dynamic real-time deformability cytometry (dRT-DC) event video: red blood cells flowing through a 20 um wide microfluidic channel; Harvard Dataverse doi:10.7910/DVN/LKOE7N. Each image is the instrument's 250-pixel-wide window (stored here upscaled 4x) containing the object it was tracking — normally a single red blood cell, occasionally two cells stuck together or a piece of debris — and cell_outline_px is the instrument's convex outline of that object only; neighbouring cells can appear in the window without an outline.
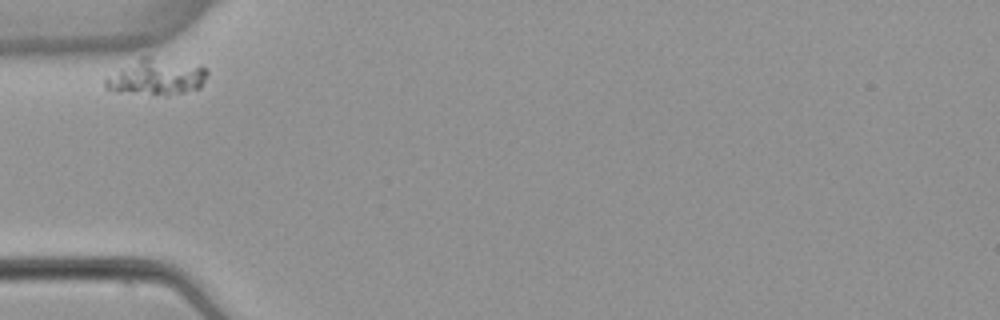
{"species": "common noctule bat (a hibernating species)", "species_latin": "Nyctalus noctula", "temperature_condition": "warm", "stored_images_in_passage": 3, "camera_frame_rate_fps": 3000, "um_per_image_px": 0.085, "animal": {"sex": "female", "body_mass_g": 22.7, "forearm_length_mm": 54.2}, "frame": {"image": 1, "passage_image": 1, "time_ms": 0.0, "image_size_px": [1000, 320], "cell_outline_px": [[208, 72], [200, 88], [184, 92], [120, 92], [104, 88], [104, 80], [140, 56], [152, 56], [200, 64]], "centroid_in_image_um": [13.34, 6.48], "position_along_channel_um": 71.7, "area_um2": 20.69}}
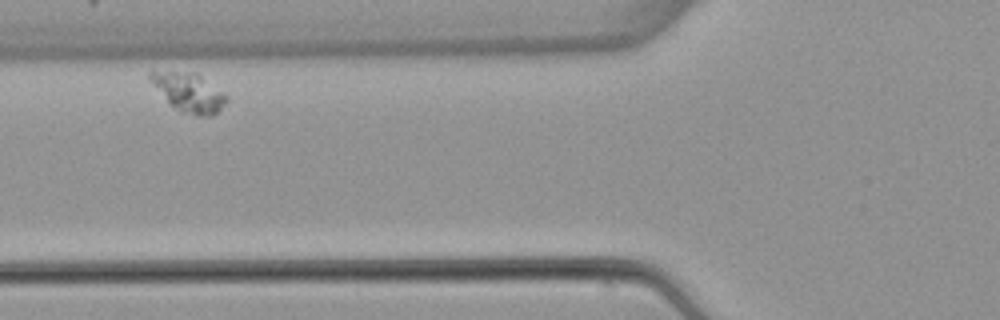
{"frame": {"image": 2, "passage_image": 2, "time_ms": 1.333, "image_size_px": [1000, 320], "cell_outline_px": [[228, 100], [212, 116], [196, 116], [180, 112], [168, 104], [148, 80], [148, 72], [200, 72], [228, 96]], "centroid_in_image_um": [16.05, 7.85], "position_along_channel_um": 109.8, "area_um2": 17.69}}
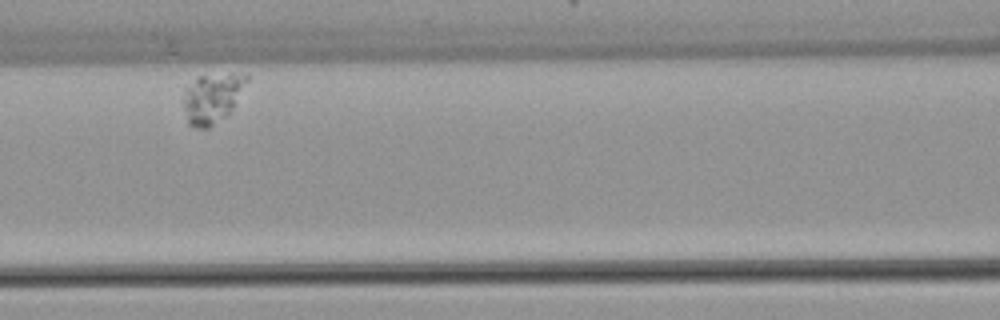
{"frame": {"image": 3, "passage_image": 3, "time_ms": 2.667, "image_size_px": [1000, 320], "cell_outline_px": [[248, 80], [232, 108], [224, 116], [208, 128], [196, 128], [188, 124], [184, 104], [184, 88], [200, 76], [232, 72], [248, 76]], "centroid_in_image_um": [18.03, 8.31], "position_along_channel_um": 148.6, "area_um2": 17.98}}